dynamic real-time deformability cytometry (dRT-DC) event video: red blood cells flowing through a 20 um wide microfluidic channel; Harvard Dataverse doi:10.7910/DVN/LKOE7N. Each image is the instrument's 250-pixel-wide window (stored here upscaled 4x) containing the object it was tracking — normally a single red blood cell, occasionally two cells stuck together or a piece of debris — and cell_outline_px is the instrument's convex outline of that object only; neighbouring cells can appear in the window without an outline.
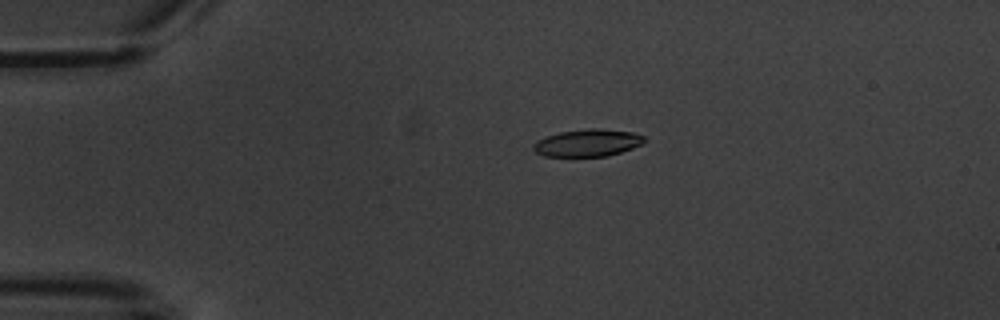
{"species": "common noctule bat (a hibernating species)", "species_latin": "Nyctalus noctula", "temperature_condition": "warm", "stored_images_in_passage": 3, "camera_frame_rate_fps": 3000, "um_per_image_px": 0.085, "animal": {"sex": "male", "body_mass_g": 20.1, "forearm_length_mm": 53.5}, "frame": {"image": 1, "passage_image": 1, "time_ms": 0.0, "image_size_px": [1000, 320], "cell_outline_px": [[648, 140], [632, 148], [608, 156], [544, 156], [536, 152], [532, 148], [532, 144], [536, 140], [560, 132], [592, 128], [596, 128], [636, 132], [644, 136]], "centroid_in_image_um": [49.96, 12.14], "position_along_channel_um": 35.0, "area_um2": 17.63}}
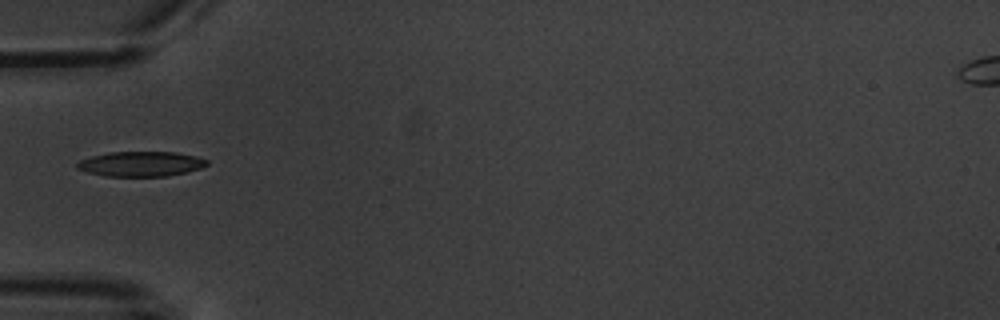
{"frame": {"image": 2, "passage_image": 3, "time_ms": 2.333, "image_size_px": [1000, 320], "cell_outline_px": [[208, 164], [200, 168], [168, 176], [104, 176], [88, 172], [76, 168], [76, 164], [80, 160], [92, 156], [108, 152], [176, 152], [196, 156], [208, 160]], "centroid_in_image_um": [11.96, 13.93], "position_along_channel_um": 73.0, "area_um2": 18.79}}